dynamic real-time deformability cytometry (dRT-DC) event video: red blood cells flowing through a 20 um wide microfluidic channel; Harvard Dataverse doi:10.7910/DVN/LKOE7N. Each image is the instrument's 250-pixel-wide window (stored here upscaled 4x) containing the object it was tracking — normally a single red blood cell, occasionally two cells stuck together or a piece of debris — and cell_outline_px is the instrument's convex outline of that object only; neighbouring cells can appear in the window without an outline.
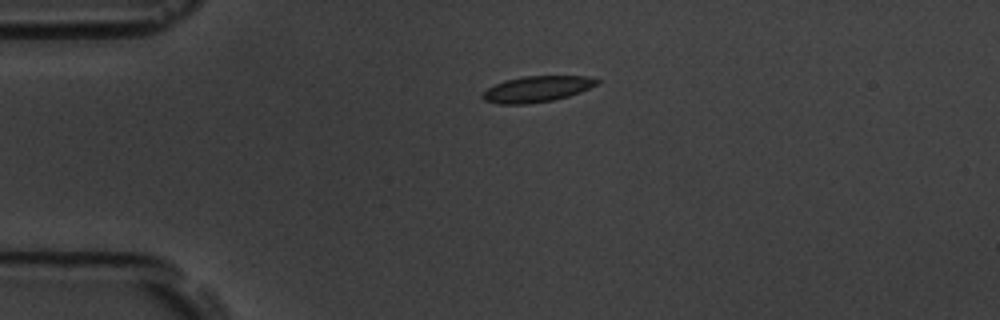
{"species": "common noctule bat (a hibernating species)", "species_latin": "Nyctalus noctula", "temperature_condition": "room temperature", "stored_images_in_passage": 2, "camera_frame_rate_fps": 3000, "um_per_image_px": 0.085, "animal": {"sex": "male", "body_mass_g": 19.5, "forearm_length_mm": 54.6}, "frame": {"image": 1, "passage_image": 1, "time_ms": 0.0, "image_size_px": [1000, 320], "cell_outline_px": [[600, 80], [596, 84], [580, 92], [568, 96], [552, 100], [524, 104], [496, 104], [484, 100], [480, 96], [488, 88], [504, 80], [524, 76], [588, 76]], "centroid_in_image_um": [45.6, 7.57], "position_along_channel_um": 39.4, "area_um2": 17.17}}